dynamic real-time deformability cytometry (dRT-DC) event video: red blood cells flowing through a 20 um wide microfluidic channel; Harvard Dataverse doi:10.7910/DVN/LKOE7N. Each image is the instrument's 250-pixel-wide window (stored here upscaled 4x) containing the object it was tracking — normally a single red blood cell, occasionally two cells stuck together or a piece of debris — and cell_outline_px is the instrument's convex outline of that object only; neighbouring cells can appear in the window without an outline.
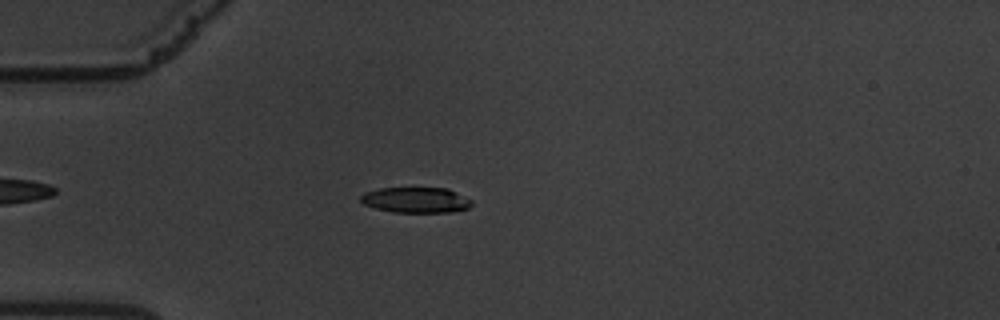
{"species": "common noctule bat (a hibernating species)", "species_latin": "Nyctalus noctula", "temperature_condition": "warm", "stored_images_in_passage": 57, "camera_frame_rate_fps": 3000, "um_per_image_px": 0.085, "animal": {"sex": "male", "body_mass_g": 19.5, "forearm_length_mm": 54.6}, "frame": {"image": 1, "passage_image": 14, "time_ms": 4.333, "image_size_px": [1000, 320], "cell_outline_px": [[472, 204], [468, 208], [448, 212], [392, 212], [376, 208], [364, 204], [360, 200], [360, 196], [364, 192], [380, 188], [448, 188], [472, 200]], "centroid_in_image_um": [35.34, 16.99], "position_along_channel_um": 49.7, "area_um2": 16.47}}
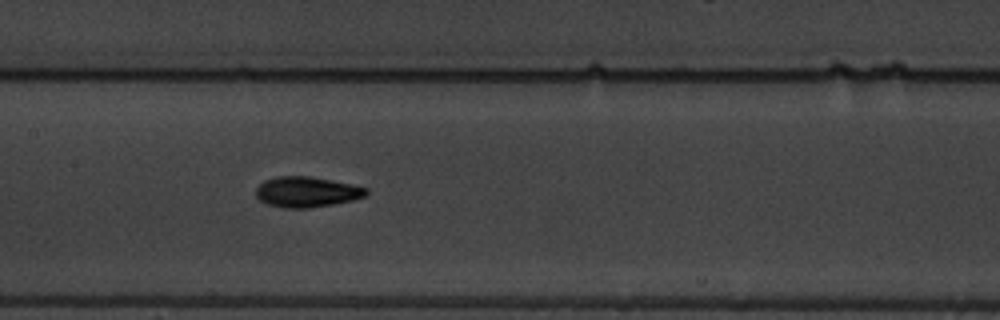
{"frame": {"image": 2, "passage_image": 27, "time_ms": 8.667, "image_size_px": [1000, 320], "cell_outline_px": [[368, 192], [364, 196], [352, 200], [332, 204], [308, 208], [284, 208], [268, 204], [260, 200], [256, 196], [256, 188], [264, 180], [276, 176], [308, 176], [368, 188]], "centroid_in_image_um": [26.02, 16.31], "position_along_channel_um": 181.4, "area_um2": 19.31}}
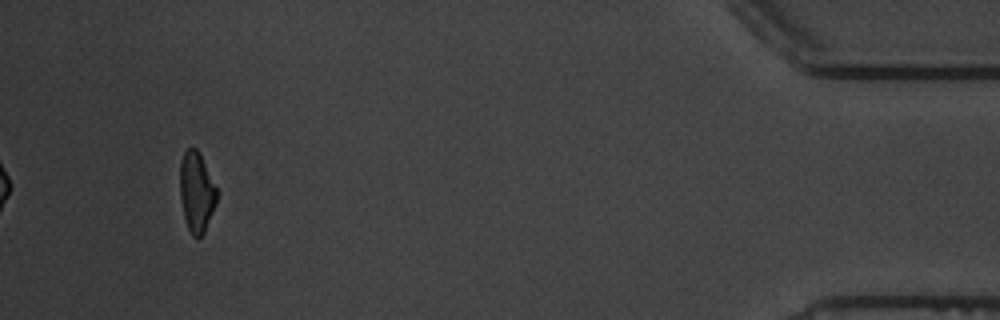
{"frame": {"image": 3, "passage_image": 54, "time_ms": 17.667, "image_size_px": [1000, 320], "cell_outline_px": [[220, 192], [216, 204], [204, 232], [200, 236], [192, 236], [188, 228], [184, 216], [180, 196], [180, 160], [184, 152], [188, 148], [196, 148], [200, 152]], "centroid_in_image_um": [16.74, 16.27], "position_along_channel_um": 418.5, "area_um2": 17.51}, "authors_computed_cell_mechanics": {"area_um2": 18.207, "velocity_mm_per_s": 3.3932, "shape_relaxation_time_tau1_ms": 4.1132, "shape_relaxation_time_tau2_ms": 3.2257, "deformation_change_tau1": 0.1431, "deformation_change_tau2": 0.096}}